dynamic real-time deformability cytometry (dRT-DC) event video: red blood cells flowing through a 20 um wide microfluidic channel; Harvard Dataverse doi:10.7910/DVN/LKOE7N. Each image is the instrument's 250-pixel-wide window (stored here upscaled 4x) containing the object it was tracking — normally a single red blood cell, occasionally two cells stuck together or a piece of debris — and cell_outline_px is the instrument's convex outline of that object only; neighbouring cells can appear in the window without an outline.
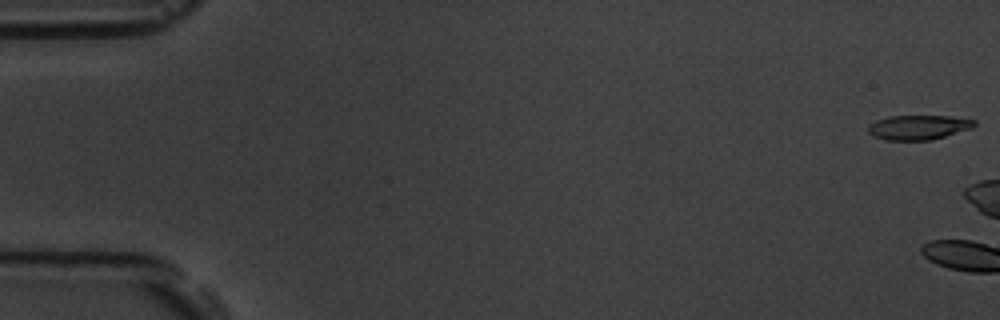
{"species": "common noctule bat (a hibernating species)", "species_latin": "Nyctalus noctula", "temperature_condition": "room temperature", "stored_images_in_passage": 8, "segment_of_instrument_passage": [1, 2], "camera_frame_rate_fps": 3000, "um_per_image_px": 0.085, "animal": {"sex": "male", "body_mass_g": 19.5, "forearm_length_mm": 54.6}, "frame": {"image": 1, "passage_image": 1, "time_ms": 0.0, "image_size_px": [1000, 320], "cell_outline_px": [[976, 124], [972, 128], [932, 140], [884, 140], [868, 132], [868, 124], [876, 120], [888, 116], [948, 116], [976, 120]], "centroid_in_image_um": [78.06, 10.82], "position_along_channel_um": 6.9, "area_um2": 15.2}}